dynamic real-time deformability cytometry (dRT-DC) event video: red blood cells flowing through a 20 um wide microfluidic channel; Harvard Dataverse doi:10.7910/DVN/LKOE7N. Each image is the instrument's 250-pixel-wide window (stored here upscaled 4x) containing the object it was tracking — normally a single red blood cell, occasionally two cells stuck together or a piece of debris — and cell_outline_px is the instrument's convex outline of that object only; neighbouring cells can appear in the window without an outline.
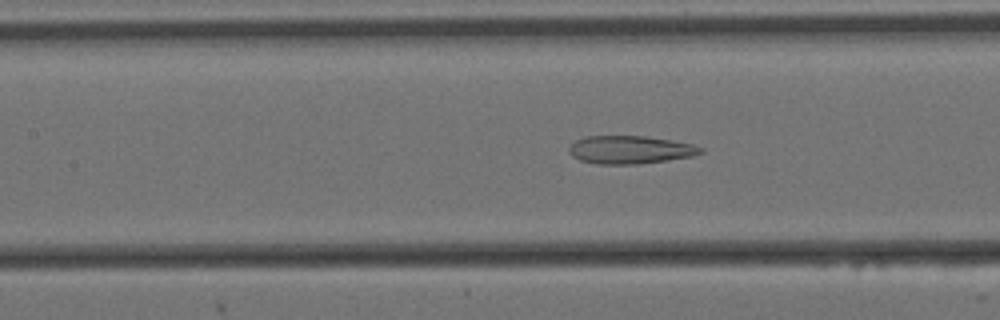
{"species": "Egyptian fruit bat (a non-hibernating species)", "species_latin": "Rousettus aegyptiacus", "temperature_condition": "cold", "stored_images_in_passage": 57, "camera_frame_rate_fps": 3000, "um_per_image_px": 0.085, "animal": {"sex": "female"}, "frame": {"image": 1, "passage_image": 24, "time_ms": 7.667, "image_size_px": [1000, 320], "cell_outline_px": [[704, 152], [692, 156], [668, 160], [636, 164], [596, 164], [580, 160], [572, 156], [568, 152], [568, 148], [576, 140], [584, 136], [644, 136], [692, 144], [704, 148]], "centroid_in_image_um": [53.54, 12.73], "position_along_channel_um": 153.9, "area_um2": 21.44}}
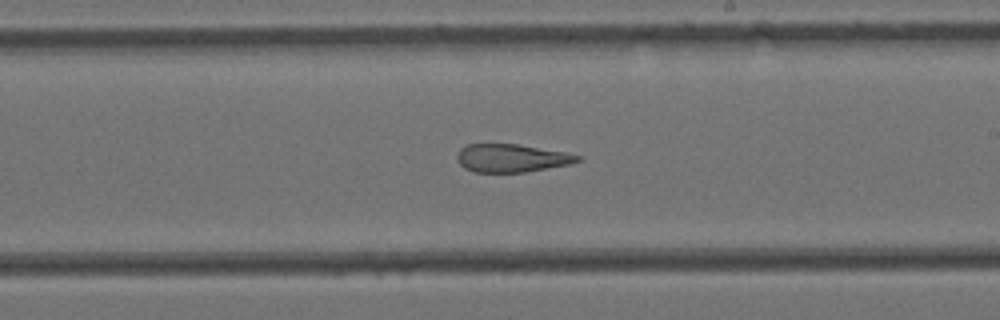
{"frame": {"image": 2, "passage_image": 32, "time_ms": 10.333, "image_size_px": [1000, 320], "cell_outline_px": [[580, 160], [568, 164], [524, 172], [476, 172], [464, 168], [456, 160], [456, 156], [460, 148], [468, 144], [516, 144], [564, 152], [580, 156]], "centroid_in_image_um": [43.41, 13.43], "position_along_channel_um": 245.6, "area_um2": 19.42}}
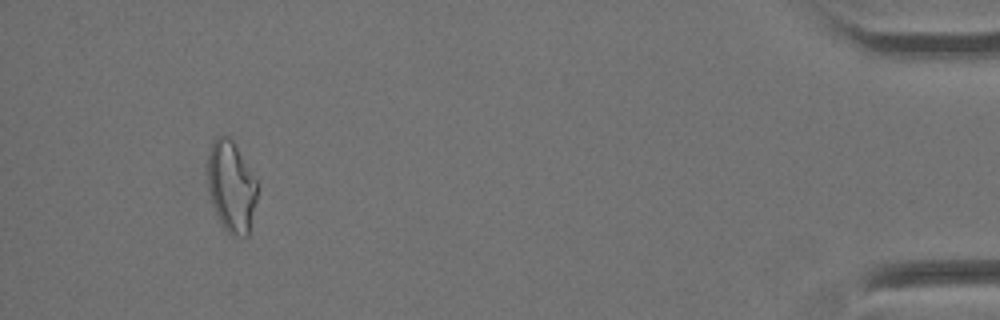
{"frame": {"image": 3, "passage_image": 53, "time_ms": 17.333, "image_size_px": [1000, 320], "cell_outline_px": [[256, 200], [248, 236], [232, 236], [224, 228], [212, 204], [208, 192], [208, 152], [212, 140], [216, 136], [228, 136], [232, 140], [256, 180]], "centroid_in_image_um": [19.63, 15.85], "position_along_channel_um": 415.6, "area_um2": 26.01}, "authors_computed_cell_mechanics": {"area_um2": 23.7558, "velocity_mm_per_s": 3.4523, "shape_relaxation_time_tau1_ms": null, "shape_relaxation_time_tau2_ms": 3.3499, "deformation_change_tau1": null, "deformation_change_tau2": 0.1392}}